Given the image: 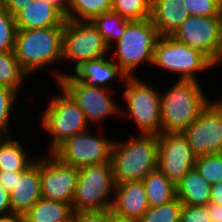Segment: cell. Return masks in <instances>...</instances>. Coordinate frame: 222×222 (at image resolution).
I'll use <instances>...</instances> for the list:
<instances>
[{"mask_svg":"<svg viewBox=\"0 0 222 222\" xmlns=\"http://www.w3.org/2000/svg\"><path fill=\"white\" fill-rule=\"evenodd\" d=\"M196 80L177 79L160 95L161 132L182 133L210 102Z\"/></svg>","mask_w":222,"mask_h":222,"instance_id":"6da1fadb","label":"cell"},{"mask_svg":"<svg viewBox=\"0 0 222 222\" xmlns=\"http://www.w3.org/2000/svg\"><path fill=\"white\" fill-rule=\"evenodd\" d=\"M111 163L114 183L142 180L158 167L157 135L132 137L127 142H115Z\"/></svg>","mask_w":222,"mask_h":222,"instance_id":"7a4b0ae2","label":"cell"},{"mask_svg":"<svg viewBox=\"0 0 222 222\" xmlns=\"http://www.w3.org/2000/svg\"><path fill=\"white\" fill-rule=\"evenodd\" d=\"M64 26L17 30L14 54L28 74L62 59Z\"/></svg>","mask_w":222,"mask_h":222,"instance_id":"3957f363","label":"cell"},{"mask_svg":"<svg viewBox=\"0 0 222 222\" xmlns=\"http://www.w3.org/2000/svg\"><path fill=\"white\" fill-rule=\"evenodd\" d=\"M113 189L115 183L111 162L79 168L78 183L71 205L73 212L111 209L113 200L109 197L115 192Z\"/></svg>","mask_w":222,"mask_h":222,"instance_id":"277c9868","label":"cell"},{"mask_svg":"<svg viewBox=\"0 0 222 222\" xmlns=\"http://www.w3.org/2000/svg\"><path fill=\"white\" fill-rule=\"evenodd\" d=\"M159 37L157 28L150 18L131 21L116 42L115 58L112 59L127 77H133V71L142 62L147 61L152 65L155 44Z\"/></svg>","mask_w":222,"mask_h":222,"instance_id":"5b68a950","label":"cell"},{"mask_svg":"<svg viewBox=\"0 0 222 222\" xmlns=\"http://www.w3.org/2000/svg\"><path fill=\"white\" fill-rule=\"evenodd\" d=\"M61 90L63 93L54 96L42 114L41 124L53 136L50 153L75 134L87 131L88 127L83 111L64 89Z\"/></svg>","mask_w":222,"mask_h":222,"instance_id":"8992f818","label":"cell"},{"mask_svg":"<svg viewBox=\"0 0 222 222\" xmlns=\"http://www.w3.org/2000/svg\"><path fill=\"white\" fill-rule=\"evenodd\" d=\"M152 65L179 73V80H197L195 73L214 64L200 51L171 36H160L155 44Z\"/></svg>","mask_w":222,"mask_h":222,"instance_id":"52a82bcc","label":"cell"},{"mask_svg":"<svg viewBox=\"0 0 222 222\" xmlns=\"http://www.w3.org/2000/svg\"><path fill=\"white\" fill-rule=\"evenodd\" d=\"M123 97L127 100L128 115L136 123L141 134L161 133L160 93L138 78L127 77Z\"/></svg>","mask_w":222,"mask_h":222,"instance_id":"ba28073f","label":"cell"},{"mask_svg":"<svg viewBox=\"0 0 222 222\" xmlns=\"http://www.w3.org/2000/svg\"><path fill=\"white\" fill-rule=\"evenodd\" d=\"M171 37L200 51L214 65L222 60V16L190 15Z\"/></svg>","mask_w":222,"mask_h":222,"instance_id":"9c48e42d","label":"cell"},{"mask_svg":"<svg viewBox=\"0 0 222 222\" xmlns=\"http://www.w3.org/2000/svg\"><path fill=\"white\" fill-rule=\"evenodd\" d=\"M111 49L92 21L64 22L62 60L74 61L75 69L83 62L108 55Z\"/></svg>","mask_w":222,"mask_h":222,"instance_id":"30bf717a","label":"cell"},{"mask_svg":"<svg viewBox=\"0 0 222 222\" xmlns=\"http://www.w3.org/2000/svg\"><path fill=\"white\" fill-rule=\"evenodd\" d=\"M196 157L222 153V100L209 102L182 132Z\"/></svg>","mask_w":222,"mask_h":222,"instance_id":"8fae6325","label":"cell"},{"mask_svg":"<svg viewBox=\"0 0 222 222\" xmlns=\"http://www.w3.org/2000/svg\"><path fill=\"white\" fill-rule=\"evenodd\" d=\"M59 86L64 89L83 111L87 121L96 123L108 116L120 112L119 108L108 95V89L89 86L78 81L73 75L55 73Z\"/></svg>","mask_w":222,"mask_h":222,"instance_id":"7c38bea8","label":"cell"},{"mask_svg":"<svg viewBox=\"0 0 222 222\" xmlns=\"http://www.w3.org/2000/svg\"><path fill=\"white\" fill-rule=\"evenodd\" d=\"M114 141L81 132L62 143L53 154L63 163L81 168L111 162Z\"/></svg>","mask_w":222,"mask_h":222,"instance_id":"4fadbf2b","label":"cell"},{"mask_svg":"<svg viewBox=\"0 0 222 222\" xmlns=\"http://www.w3.org/2000/svg\"><path fill=\"white\" fill-rule=\"evenodd\" d=\"M79 168L63 163L53 153L40 159L42 198L72 205L78 183Z\"/></svg>","mask_w":222,"mask_h":222,"instance_id":"5bb4252c","label":"cell"},{"mask_svg":"<svg viewBox=\"0 0 222 222\" xmlns=\"http://www.w3.org/2000/svg\"><path fill=\"white\" fill-rule=\"evenodd\" d=\"M158 169L175 185L194 168L196 155L182 133H160L158 136Z\"/></svg>","mask_w":222,"mask_h":222,"instance_id":"9a60e30c","label":"cell"},{"mask_svg":"<svg viewBox=\"0 0 222 222\" xmlns=\"http://www.w3.org/2000/svg\"><path fill=\"white\" fill-rule=\"evenodd\" d=\"M12 214L24 215L42 196L40 158L26 171L16 174V183L9 192Z\"/></svg>","mask_w":222,"mask_h":222,"instance_id":"2e32d148","label":"cell"},{"mask_svg":"<svg viewBox=\"0 0 222 222\" xmlns=\"http://www.w3.org/2000/svg\"><path fill=\"white\" fill-rule=\"evenodd\" d=\"M111 210L127 218L140 220L149 205L142 180L115 184Z\"/></svg>","mask_w":222,"mask_h":222,"instance_id":"e0dca14e","label":"cell"},{"mask_svg":"<svg viewBox=\"0 0 222 222\" xmlns=\"http://www.w3.org/2000/svg\"><path fill=\"white\" fill-rule=\"evenodd\" d=\"M189 16L183 0H152L150 20L159 36H171Z\"/></svg>","mask_w":222,"mask_h":222,"instance_id":"ac0fdd59","label":"cell"},{"mask_svg":"<svg viewBox=\"0 0 222 222\" xmlns=\"http://www.w3.org/2000/svg\"><path fill=\"white\" fill-rule=\"evenodd\" d=\"M65 17L45 0H34L15 16L17 30L64 26Z\"/></svg>","mask_w":222,"mask_h":222,"instance_id":"d6986e66","label":"cell"},{"mask_svg":"<svg viewBox=\"0 0 222 222\" xmlns=\"http://www.w3.org/2000/svg\"><path fill=\"white\" fill-rule=\"evenodd\" d=\"M106 57L107 56H103L83 62L75 69L73 76L78 81L89 86L102 88H107V86H105L107 82L117 76L125 81L127 79L126 74L113 59L109 60Z\"/></svg>","mask_w":222,"mask_h":222,"instance_id":"ffe728a7","label":"cell"},{"mask_svg":"<svg viewBox=\"0 0 222 222\" xmlns=\"http://www.w3.org/2000/svg\"><path fill=\"white\" fill-rule=\"evenodd\" d=\"M211 185L193 168L176 184V197L183 205H207Z\"/></svg>","mask_w":222,"mask_h":222,"instance_id":"44dd1931","label":"cell"},{"mask_svg":"<svg viewBox=\"0 0 222 222\" xmlns=\"http://www.w3.org/2000/svg\"><path fill=\"white\" fill-rule=\"evenodd\" d=\"M73 214L67 203L40 198L25 214V222H65Z\"/></svg>","mask_w":222,"mask_h":222,"instance_id":"7402d4cb","label":"cell"},{"mask_svg":"<svg viewBox=\"0 0 222 222\" xmlns=\"http://www.w3.org/2000/svg\"><path fill=\"white\" fill-rule=\"evenodd\" d=\"M149 207L166 204L176 198V185L158 168L143 179Z\"/></svg>","mask_w":222,"mask_h":222,"instance_id":"603a6c76","label":"cell"},{"mask_svg":"<svg viewBox=\"0 0 222 222\" xmlns=\"http://www.w3.org/2000/svg\"><path fill=\"white\" fill-rule=\"evenodd\" d=\"M20 143L10 137L0 138V171H26L36 160H31Z\"/></svg>","mask_w":222,"mask_h":222,"instance_id":"cb8c5ba5","label":"cell"},{"mask_svg":"<svg viewBox=\"0 0 222 222\" xmlns=\"http://www.w3.org/2000/svg\"><path fill=\"white\" fill-rule=\"evenodd\" d=\"M130 22L113 11L99 14L92 20L109 48H112L113 42L116 43L120 39Z\"/></svg>","mask_w":222,"mask_h":222,"instance_id":"d4e9b609","label":"cell"},{"mask_svg":"<svg viewBox=\"0 0 222 222\" xmlns=\"http://www.w3.org/2000/svg\"><path fill=\"white\" fill-rule=\"evenodd\" d=\"M113 0H69V11L65 19L92 21L102 13L110 12Z\"/></svg>","mask_w":222,"mask_h":222,"instance_id":"484cf974","label":"cell"},{"mask_svg":"<svg viewBox=\"0 0 222 222\" xmlns=\"http://www.w3.org/2000/svg\"><path fill=\"white\" fill-rule=\"evenodd\" d=\"M28 74L20 67L14 51L0 52V87L18 91Z\"/></svg>","mask_w":222,"mask_h":222,"instance_id":"4316f807","label":"cell"},{"mask_svg":"<svg viewBox=\"0 0 222 222\" xmlns=\"http://www.w3.org/2000/svg\"><path fill=\"white\" fill-rule=\"evenodd\" d=\"M152 0H113L111 11L130 21L149 19Z\"/></svg>","mask_w":222,"mask_h":222,"instance_id":"83f0119b","label":"cell"},{"mask_svg":"<svg viewBox=\"0 0 222 222\" xmlns=\"http://www.w3.org/2000/svg\"><path fill=\"white\" fill-rule=\"evenodd\" d=\"M182 203L176 197L174 200L156 207H149L140 222H180Z\"/></svg>","mask_w":222,"mask_h":222,"instance_id":"f1b7e54d","label":"cell"},{"mask_svg":"<svg viewBox=\"0 0 222 222\" xmlns=\"http://www.w3.org/2000/svg\"><path fill=\"white\" fill-rule=\"evenodd\" d=\"M194 168L210 185L222 181V153L197 157Z\"/></svg>","mask_w":222,"mask_h":222,"instance_id":"f546056e","label":"cell"},{"mask_svg":"<svg viewBox=\"0 0 222 222\" xmlns=\"http://www.w3.org/2000/svg\"><path fill=\"white\" fill-rule=\"evenodd\" d=\"M16 32L15 17L0 4V52L14 51Z\"/></svg>","mask_w":222,"mask_h":222,"instance_id":"4dcf8cb0","label":"cell"},{"mask_svg":"<svg viewBox=\"0 0 222 222\" xmlns=\"http://www.w3.org/2000/svg\"><path fill=\"white\" fill-rule=\"evenodd\" d=\"M16 96V90L7 87H0V138L10 137L8 134V117L13 109ZM6 134L7 136L5 137Z\"/></svg>","mask_w":222,"mask_h":222,"instance_id":"1f68e13d","label":"cell"},{"mask_svg":"<svg viewBox=\"0 0 222 222\" xmlns=\"http://www.w3.org/2000/svg\"><path fill=\"white\" fill-rule=\"evenodd\" d=\"M190 15L222 16V5L216 0H183Z\"/></svg>","mask_w":222,"mask_h":222,"instance_id":"d6a6232c","label":"cell"},{"mask_svg":"<svg viewBox=\"0 0 222 222\" xmlns=\"http://www.w3.org/2000/svg\"><path fill=\"white\" fill-rule=\"evenodd\" d=\"M180 222H211L207 205H182Z\"/></svg>","mask_w":222,"mask_h":222,"instance_id":"836d02e7","label":"cell"},{"mask_svg":"<svg viewBox=\"0 0 222 222\" xmlns=\"http://www.w3.org/2000/svg\"><path fill=\"white\" fill-rule=\"evenodd\" d=\"M72 222H109V209L105 211L73 212Z\"/></svg>","mask_w":222,"mask_h":222,"instance_id":"e575fe53","label":"cell"},{"mask_svg":"<svg viewBox=\"0 0 222 222\" xmlns=\"http://www.w3.org/2000/svg\"><path fill=\"white\" fill-rule=\"evenodd\" d=\"M33 1L34 0H0V4L15 17Z\"/></svg>","mask_w":222,"mask_h":222,"instance_id":"d590c367","label":"cell"},{"mask_svg":"<svg viewBox=\"0 0 222 222\" xmlns=\"http://www.w3.org/2000/svg\"><path fill=\"white\" fill-rule=\"evenodd\" d=\"M7 213V214H6ZM12 214L9 192L0 185V216Z\"/></svg>","mask_w":222,"mask_h":222,"instance_id":"8d00e7d4","label":"cell"},{"mask_svg":"<svg viewBox=\"0 0 222 222\" xmlns=\"http://www.w3.org/2000/svg\"><path fill=\"white\" fill-rule=\"evenodd\" d=\"M19 171H0V185L7 189L8 192H10L16 183V174Z\"/></svg>","mask_w":222,"mask_h":222,"instance_id":"74e56055","label":"cell"},{"mask_svg":"<svg viewBox=\"0 0 222 222\" xmlns=\"http://www.w3.org/2000/svg\"><path fill=\"white\" fill-rule=\"evenodd\" d=\"M209 203L222 205V181L211 185Z\"/></svg>","mask_w":222,"mask_h":222,"instance_id":"f35d334b","label":"cell"},{"mask_svg":"<svg viewBox=\"0 0 222 222\" xmlns=\"http://www.w3.org/2000/svg\"><path fill=\"white\" fill-rule=\"evenodd\" d=\"M207 211L211 222H222V205L208 203Z\"/></svg>","mask_w":222,"mask_h":222,"instance_id":"ab89813d","label":"cell"},{"mask_svg":"<svg viewBox=\"0 0 222 222\" xmlns=\"http://www.w3.org/2000/svg\"><path fill=\"white\" fill-rule=\"evenodd\" d=\"M50 5L54 6L65 18L69 11V0H45Z\"/></svg>","mask_w":222,"mask_h":222,"instance_id":"60d3db41","label":"cell"},{"mask_svg":"<svg viewBox=\"0 0 222 222\" xmlns=\"http://www.w3.org/2000/svg\"><path fill=\"white\" fill-rule=\"evenodd\" d=\"M109 222H140V221L120 216L114 213L111 209H109Z\"/></svg>","mask_w":222,"mask_h":222,"instance_id":"b9f144b4","label":"cell"},{"mask_svg":"<svg viewBox=\"0 0 222 222\" xmlns=\"http://www.w3.org/2000/svg\"><path fill=\"white\" fill-rule=\"evenodd\" d=\"M0 222H25L24 215L11 214L7 216H0Z\"/></svg>","mask_w":222,"mask_h":222,"instance_id":"7bdbcfd3","label":"cell"},{"mask_svg":"<svg viewBox=\"0 0 222 222\" xmlns=\"http://www.w3.org/2000/svg\"><path fill=\"white\" fill-rule=\"evenodd\" d=\"M219 4L222 5V0H216Z\"/></svg>","mask_w":222,"mask_h":222,"instance_id":"ee69618b","label":"cell"},{"mask_svg":"<svg viewBox=\"0 0 222 222\" xmlns=\"http://www.w3.org/2000/svg\"><path fill=\"white\" fill-rule=\"evenodd\" d=\"M65 222H72V217L68 221H65Z\"/></svg>","mask_w":222,"mask_h":222,"instance_id":"f6af8a7d","label":"cell"}]
</instances>
